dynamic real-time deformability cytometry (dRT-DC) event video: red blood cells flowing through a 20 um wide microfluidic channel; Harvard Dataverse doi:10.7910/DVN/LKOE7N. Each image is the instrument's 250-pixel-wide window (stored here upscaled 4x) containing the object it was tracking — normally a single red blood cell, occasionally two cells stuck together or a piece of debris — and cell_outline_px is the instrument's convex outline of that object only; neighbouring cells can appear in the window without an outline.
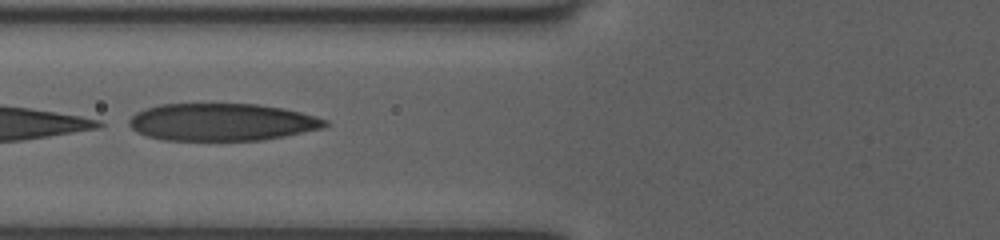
{"species": "human", "species_latin": "Homo sapiens", "temperature_condition": "room temperature", "stored_images_in_passage": 11, "camera_frame_rate_fps": 3000, "um_per_image_px": 0.085, "donor": {"sex": "female"}, "frame": {"image": 1, "passage_image": 8, "time_ms": 2.333, "image_size_px": [1000, 240], "cell_outline_px": [[328, 124], [324, 128], [284, 136], [260, 140], [164, 140], [148, 136], [136, 132], [128, 124], [128, 120], [136, 112], [160, 104], [256, 104], [284, 108], [316, 116], [328, 120]], "centroid_in_image_um": [18.87, 10.38], "position_along_channel_um": 106.9, "area_um2": 42.66}}